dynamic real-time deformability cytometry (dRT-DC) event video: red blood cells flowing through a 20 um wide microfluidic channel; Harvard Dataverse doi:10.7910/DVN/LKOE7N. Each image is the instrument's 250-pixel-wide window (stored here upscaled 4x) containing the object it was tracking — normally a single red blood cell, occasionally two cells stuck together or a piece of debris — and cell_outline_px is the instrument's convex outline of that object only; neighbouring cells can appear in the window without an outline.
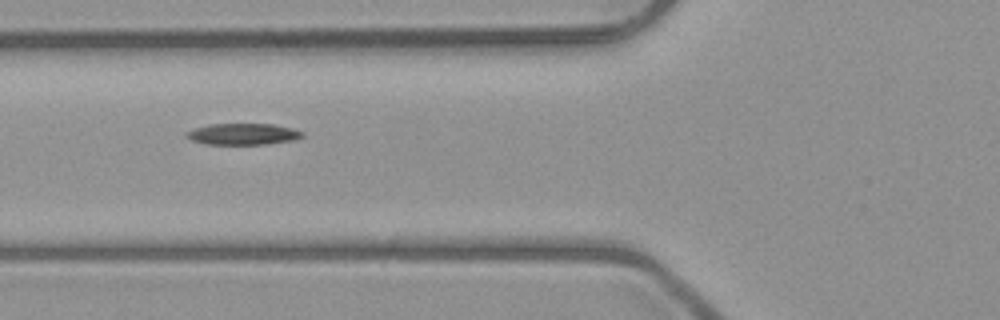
{"species": "common noctule bat (a hibernating species)", "species_latin": "Nyctalus noctula", "temperature_condition": "room temperature", "stored_images_in_passage": 7, "camera_frame_rate_fps": 3000, "um_per_image_px": 0.085, "animal": {"sex": "male", "body_mass_g": 23.1, "forearm_length_mm": 52.7}, "frame": {"image": 1, "passage_image": 4, "time_ms": 4.333, "image_size_px": [1000, 320], "cell_outline_px": [[304, 136], [292, 140], [264, 144], [204, 144], [192, 140], [184, 136], [184, 132], [208, 124], [272, 124], [292, 128], [304, 132]], "centroid_in_image_um": [20.62, 11.39], "position_along_channel_um": 105.2, "area_um2": 14.39}}
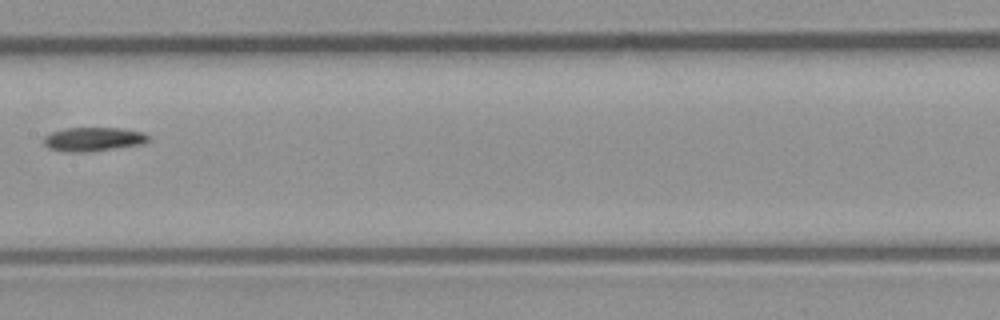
{"frame": {"image": 2, "passage_image": 6, "time_ms": 6.667, "image_size_px": [1000, 320], "cell_outline_px": [[152, 140], [144, 144], [84, 152], [68, 152], [48, 148], [44, 144], [44, 136], [52, 132], [64, 128], [124, 128], [144, 132]], "centroid_in_image_um": [7.97, 11.82], "position_along_channel_um": 199.4, "area_um2": 14.68}}
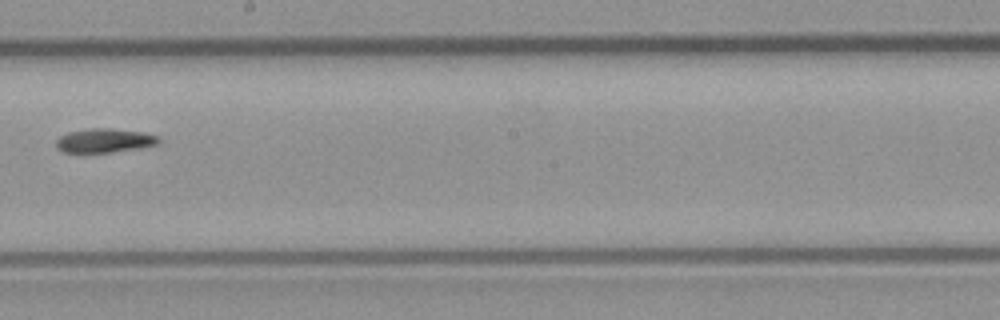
{"frame": {"image": 3, "passage_image": 7, "time_ms": 7.667, "image_size_px": [1000, 320], "cell_outline_px": [[160, 144], [140, 148], [108, 152], [64, 152], [56, 148], [56, 140], [60, 136], [68, 132], [88, 128], [112, 128], [144, 132], [156, 136], [160, 140]], "centroid_in_image_um": [8.88, 11.93], "position_along_channel_um": 239.3, "area_um2": 14.39}}